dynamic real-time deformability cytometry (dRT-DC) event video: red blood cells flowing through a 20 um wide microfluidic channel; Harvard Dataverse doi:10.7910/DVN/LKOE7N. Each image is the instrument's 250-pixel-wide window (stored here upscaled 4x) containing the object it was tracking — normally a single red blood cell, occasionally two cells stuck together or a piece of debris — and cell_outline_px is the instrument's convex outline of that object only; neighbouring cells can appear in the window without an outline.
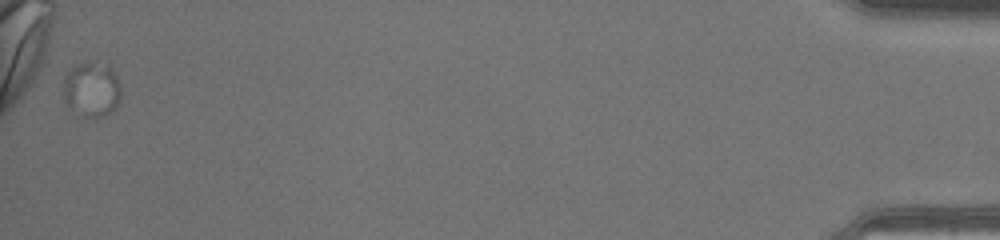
{"species": "human", "species_latin": "Homo sapiens", "temperature_condition": "warm", "stored_images_in_passage": 32, "camera_frame_rate_fps": 3000, "um_per_image_px": 0.085, "donor": {"sex": "male"}, "frame": {"image": 1, "passage_image": 32, "time_ms": 10.333, "image_size_px": [1000, 240], "cell_outline_px": [[120, 100], [116, 108], [104, 116], [84, 116], [68, 104], [64, 100], [64, 76], [72, 68], [80, 64], [108, 64], [116, 76], [120, 84]], "centroid_in_image_um": [7.83, 7.61], "position_along_channel_um": 427.4, "area_um2": 17.86}}